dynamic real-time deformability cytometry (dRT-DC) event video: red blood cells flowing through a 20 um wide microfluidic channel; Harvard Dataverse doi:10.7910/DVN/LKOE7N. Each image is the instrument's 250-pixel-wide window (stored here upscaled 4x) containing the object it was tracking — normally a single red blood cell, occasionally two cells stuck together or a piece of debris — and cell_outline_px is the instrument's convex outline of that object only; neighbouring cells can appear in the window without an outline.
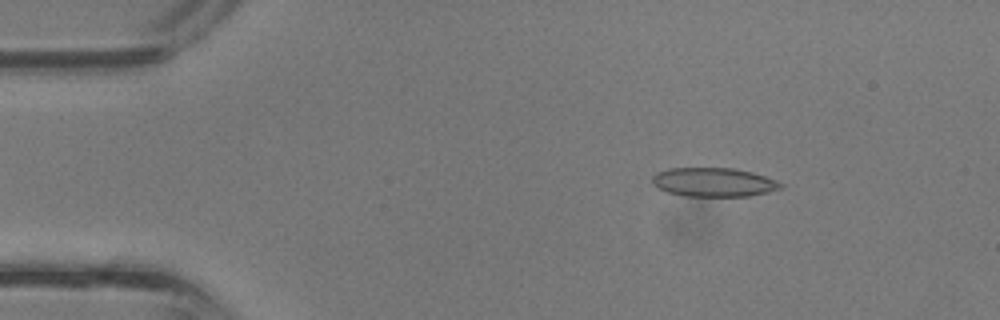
{"species": "common noctule bat (a hibernating species)", "species_latin": "Nyctalus noctula", "temperature_condition": "room temperature", "stored_images_in_passage": 38, "camera_frame_rate_fps": 3000, "um_per_image_px": 0.085, "animal": {"sex": "male", "body_mass_g": 13.3}, "frame": {"image": 1, "passage_image": 6, "time_ms": 1.667, "image_size_px": [1000, 320], "cell_outline_px": [[784, 188], [768, 192], [748, 196], [684, 196], [668, 192], [656, 188], [652, 184], [652, 176], [656, 172], [668, 168], [732, 168], [752, 172], [776, 180], [784, 184]], "centroid_in_image_um": [60.65, 15.49], "position_along_channel_um": 24.4, "area_um2": 21.85}}
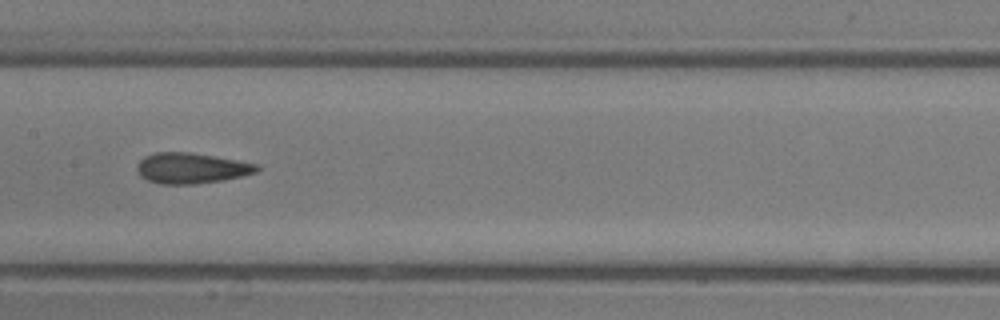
{"frame": {"image": 2, "passage_image": 19, "time_ms": 6.0, "image_size_px": [1000, 320], "cell_outline_px": [[260, 168], [256, 172], [224, 180], [192, 184], [160, 184], [148, 180], [140, 176], [136, 168], [140, 160], [144, 156], [156, 152], [188, 152], [260, 164]], "centroid_in_image_um": [16.25, 14.29], "position_along_channel_um": 191.2, "area_um2": 21.27}}
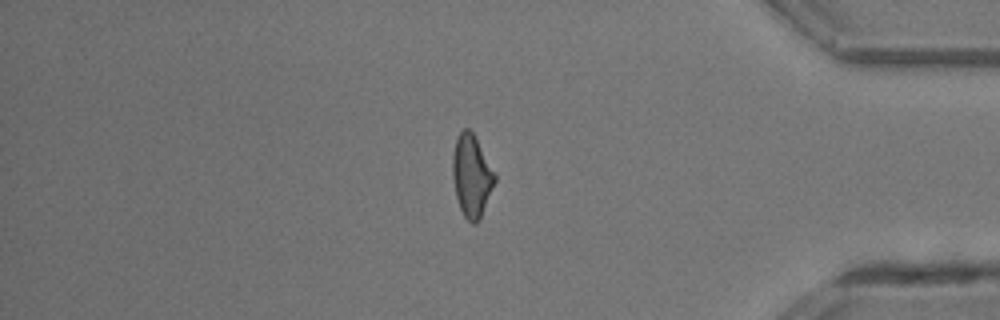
{"frame": {"image": 3, "passage_image": 32, "time_ms": 10.333, "image_size_px": [1000, 320], "cell_outline_px": [[496, 180], [480, 220], [476, 224], [472, 224], [464, 216], [460, 208], [456, 196], [452, 176], [452, 156], [456, 136], [464, 128], [468, 128], [472, 132], [496, 172]], "centroid_in_image_um": [40.09, 14.95], "position_along_channel_um": 395.1, "area_um2": 20.4}}